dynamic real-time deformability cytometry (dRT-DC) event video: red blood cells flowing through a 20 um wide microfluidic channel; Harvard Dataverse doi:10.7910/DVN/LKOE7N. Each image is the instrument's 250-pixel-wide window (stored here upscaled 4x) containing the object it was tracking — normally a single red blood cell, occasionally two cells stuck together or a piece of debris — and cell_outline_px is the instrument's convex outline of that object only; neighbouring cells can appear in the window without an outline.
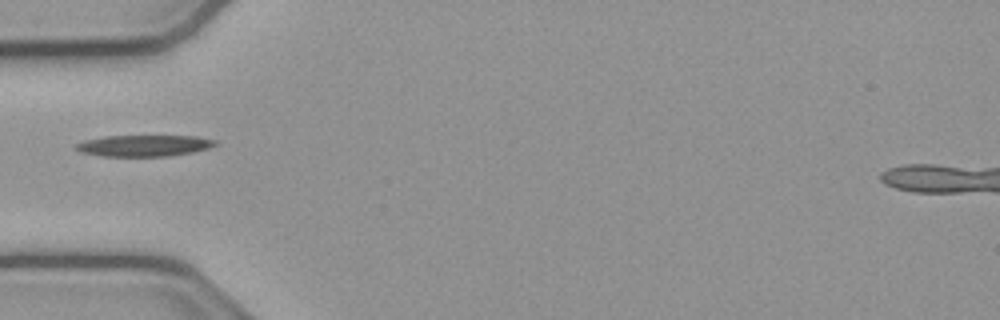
{"species": "common noctule bat (a hibernating species)", "species_latin": "Nyctalus noctula", "temperature_condition": "cold", "stored_images_in_passage": 37, "camera_frame_rate_fps": 3000, "um_per_image_px": 0.085, "animal": {"sex": "male", "body_mass_g": 23.1, "forearm_length_mm": 52.7}, "frame": {"image": 1, "passage_image": 1, "time_ms": 0.0, "image_size_px": [1000, 320], "cell_outline_px": [[220, 144], [208, 148], [192, 152], [168, 156], [100, 156], [80, 152], [76, 148], [76, 144], [84, 140], [104, 136], [196, 136], [220, 140]], "centroid_in_image_um": [12.29, 12.37], "position_along_channel_um": 72.7, "area_um2": 17.46}}
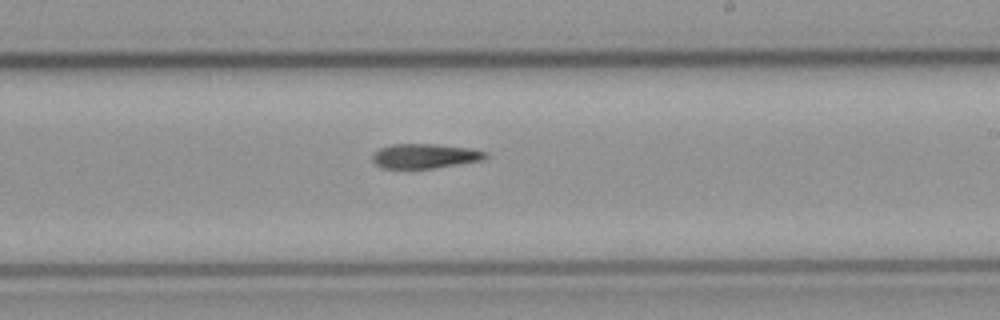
{"frame": {"image": 2, "passage_image": 15, "time_ms": 4.667, "image_size_px": [1000, 320], "cell_outline_px": [[488, 156], [484, 160], [432, 168], [380, 168], [372, 160], [372, 152], [380, 148], [392, 144], [436, 144], [472, 148], [488, 152]], "centroid_in_image_um": [36.12, 13.25], "position_along_channel_um": 252.9, "area_um2": 16.36}}
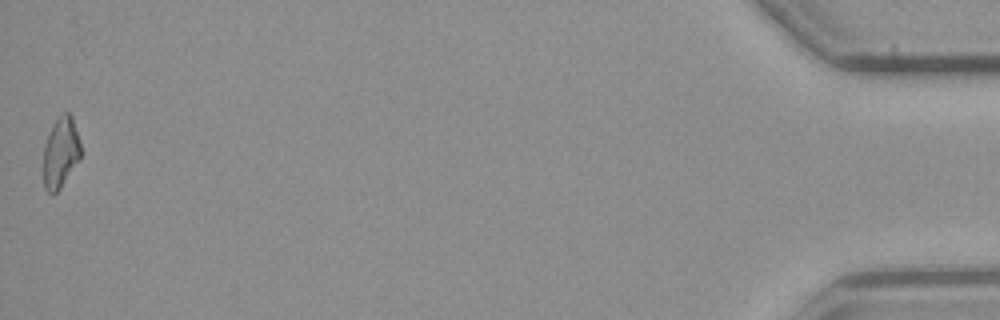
{"frame": {"image": 3, "passage_image": 37, "time_ms": 12.0, "image_size_px": [1000, 320], "cell_outline_px": [[80, 160], [60, 188], [52, 196], [44, 188], [44, 144], [52, 124], [56, 116], [64, 112], [68, 112], [72, 116], [80, 144]], "centroid_in_image_um": [5.14, 12.95], "position_along_channel_um": 430.1, "area_um2": 15.49}}